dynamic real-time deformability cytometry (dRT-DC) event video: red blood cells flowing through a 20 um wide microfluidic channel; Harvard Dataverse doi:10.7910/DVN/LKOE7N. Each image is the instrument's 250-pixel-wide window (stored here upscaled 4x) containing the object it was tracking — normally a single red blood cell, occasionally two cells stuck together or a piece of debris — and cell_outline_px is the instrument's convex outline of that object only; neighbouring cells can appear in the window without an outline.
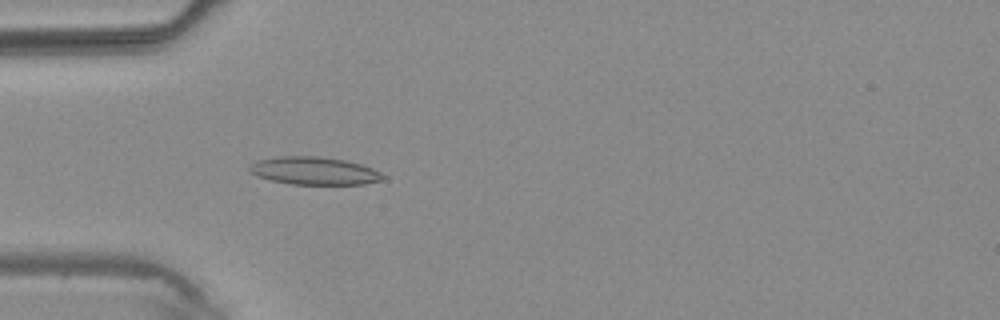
{"species": "common noctule bat (a hibernating species)", "species_latin": "Nyctalus noctula", "temperature_condition": "warm", "stored_images_in_passage": 3, "camera_frame_rate_fps": 3000, "um_per_image_px": 0.085, "animal": {"sex": "male", "body_mass_g": 20.4}, "frame": {"image": 1, "passage_image": 3, "time_ms": 2.333, "image_size_px": [1000, 320], "cell_outline_px": [[388, 180], [364, 184], [292, 184], [272, 180], [256, 176], [248, 168], [248, 164], [256, 160], [280, 156], [320, 156], [344, 160], [360, 164], [372, 168], [388, 176]], "centroid_in_image_um": [26.75, 14.52], "position_along_channel_um": 58.3, "area_um2": 21.85}}